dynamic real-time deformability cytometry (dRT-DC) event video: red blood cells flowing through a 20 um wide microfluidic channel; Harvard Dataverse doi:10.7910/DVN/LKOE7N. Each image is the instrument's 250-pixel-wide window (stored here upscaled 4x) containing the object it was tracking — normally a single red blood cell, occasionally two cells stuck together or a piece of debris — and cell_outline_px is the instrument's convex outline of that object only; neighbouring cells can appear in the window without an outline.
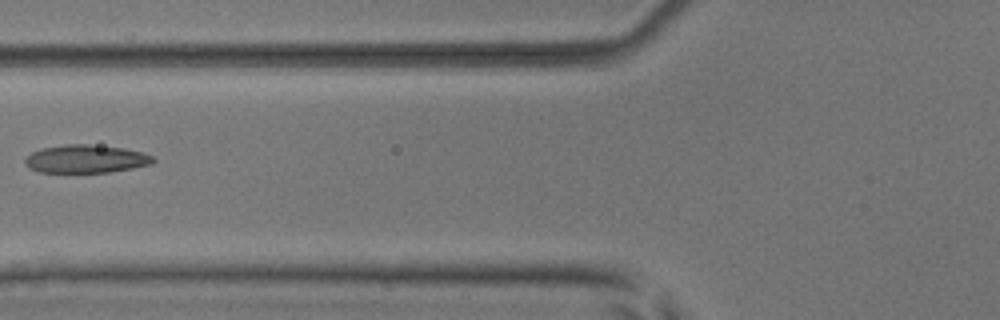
{"species": "common noctule bat (a hibernating species)", "species_latin": "Nyctalus noctula", "temperature_condition": "room temperature", "stored_images_in_passage": 5, "camera_frame_rate_fps": 3000, "um_per_image_px": 0.085, "animal": {"sex": "male", "body_mass_g": 17.9, "forearm_length_mm": 54.2}, "frame": {"image": 1, "passage_image": 4, "time_ms": 3.667, "image_size_px": [1000, 320], "cell_outline_px": [[156, 160], [152, 164], [132, 168], [108, 172], [40, 172], [24, 164], [24, 160], [32, 152], [40, 148], [64, 144], [88, 144], [124, 148], [144, 152], [152, 156]], "centroid_in_image_um": [7.32, 13.49], "position_along_channel_um": 118.5, "area_um2": 20.98}}
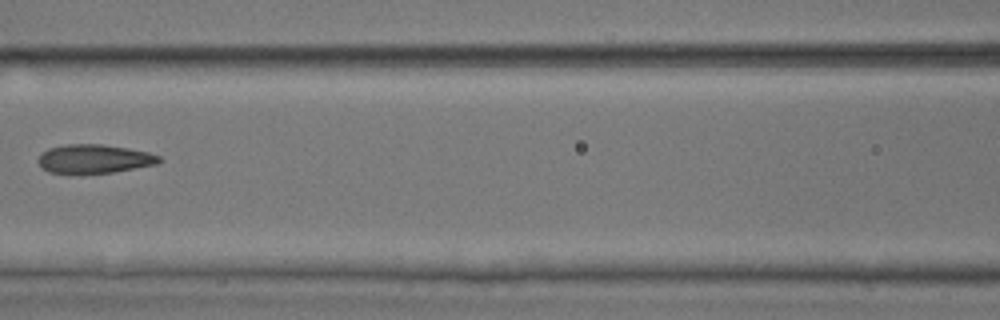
{"frame": {"image": 2, "passage_image": 5, "time_ms": 4.667, "image_size_px": [1000, 320], "cell_outline_px": [[160, 160], [156, 164], [112, 172], [48, 172], [40, 168], [36, 160], [40, 152], [48, 148], [64, 144], [100, 144], [128, 148], [148, 152], [160, 156]], "centroid_in_image_um": [7.93, 13.48], "position_along_channel_um": 158.7, "area_um2": 20.11}}